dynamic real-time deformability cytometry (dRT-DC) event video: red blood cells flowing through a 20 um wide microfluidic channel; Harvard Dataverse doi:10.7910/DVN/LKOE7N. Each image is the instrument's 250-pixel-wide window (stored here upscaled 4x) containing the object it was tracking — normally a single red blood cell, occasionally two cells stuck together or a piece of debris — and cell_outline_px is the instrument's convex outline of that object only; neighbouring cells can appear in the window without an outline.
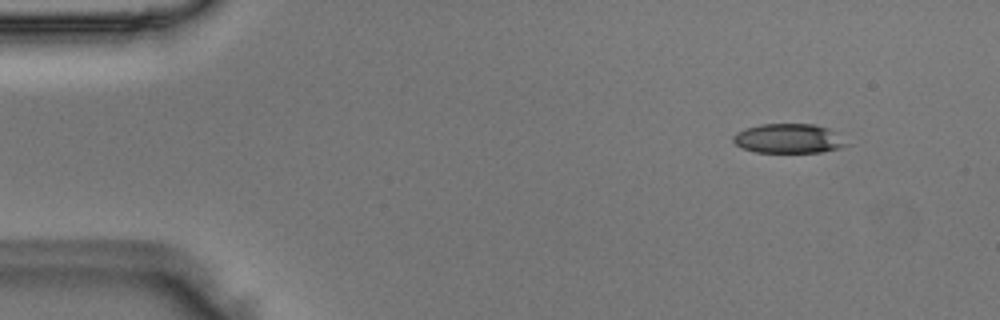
{"species": "Egyptian fruit bat (a non-hibernating species)", "species_latin": "Rousettus aegyptiacus", "temperature_condition": "room temperature", "stored_images_in_passage": 50, "camera_frame_rate_fps": 3000, "um_per_image_px": 0.085, "animal": {"sex": "male"}, "frame": {"image": 1, "passage_image": 5, "time_ms": 1.333, "image_size_px": [1000, 320], "cell_outline_px": [[852, 144], [840, 148], [820, 152], [756, 152], [740, 148], [732, 140], [732, 136], [736, 132], [744, 128], [760, 124], [812, 124], [828, 128]], "centroid_in_image_um": [67.01, 11.77], "position_along_channel_um": 18.0, "area_um2": 19.59}}
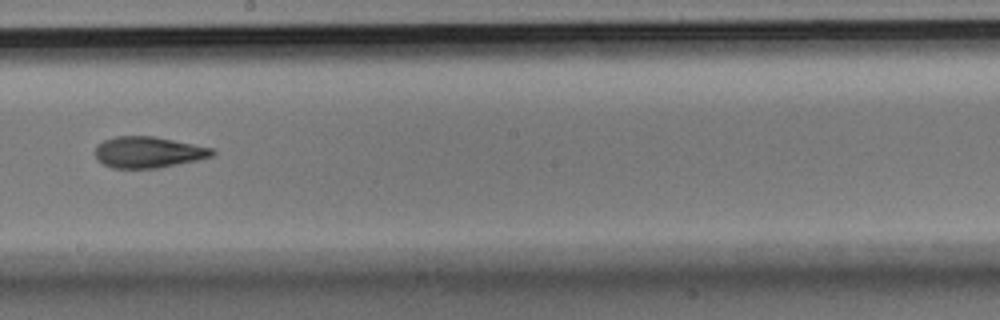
{"frame": {"image": 2, "passage_image": 28, "time_ms": 9.0, "image_size_px": [1000, 320], "cell_outline_px": [[216, 152], [212, 156], [196, 160], [160, 168], [112, 168], [104, 164], [92, 152], [96, 144], [104, 140], [116, 136], [156, 136], [212, 148]], "centroid_in_image_um": [12.57, 12.93], "position_along_channel_um": 235.6, "area_um2": 21.39}}
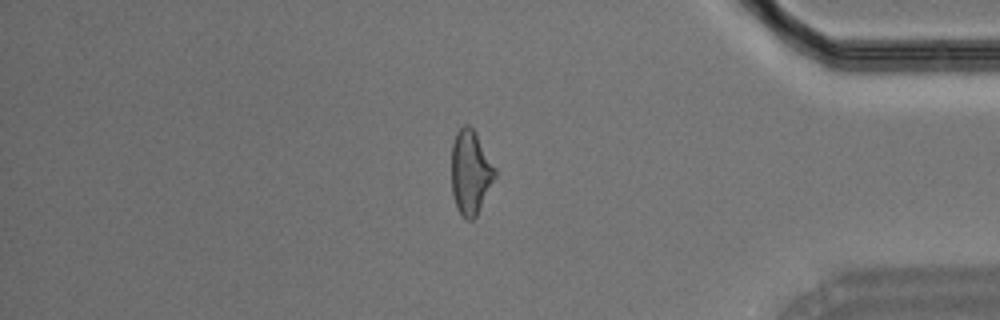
{"frame": {"image": 3, "passage_image": 42, "time_ms": 13.667, "image_size_px": [1000, 320], "cell_outline_px": [[496, 176], [476, 216], [472, 220], [468, 220], [456, 208], [452, 192], [452, 144], [456, 132], [464, 124], [468, 124], [476, 132], [496, 168]], "centroid_in_image_um": [39.99, 14.61], "position_along_channel_um": 395.2, "area_um2": 21.27}}